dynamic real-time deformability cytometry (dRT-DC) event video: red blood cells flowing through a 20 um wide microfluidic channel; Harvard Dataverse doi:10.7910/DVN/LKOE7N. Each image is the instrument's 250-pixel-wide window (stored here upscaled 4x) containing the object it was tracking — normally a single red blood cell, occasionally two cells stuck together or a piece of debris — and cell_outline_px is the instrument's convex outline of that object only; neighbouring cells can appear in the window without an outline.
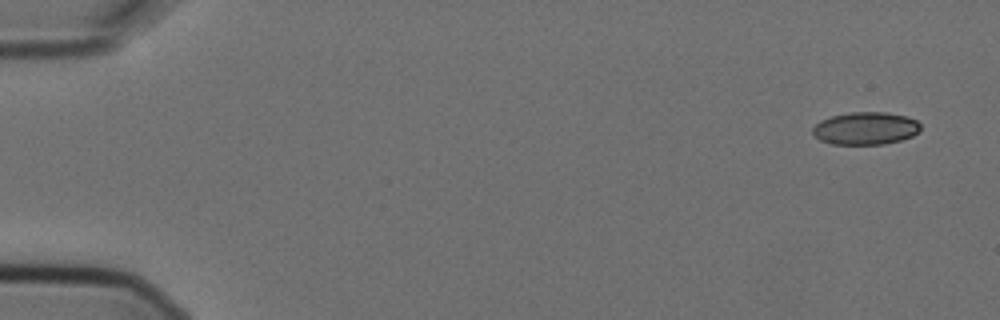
{"species": "Egyptian fruit bat (a non-hibernating species)", "species_latin": "Rousettus aegyptiacus", "temperature_condition": "cold", "stored_images_in_passage": 5, "camera_frame_rate_fps": 3000, "um_per_image_px": 0.085, "animal": {"sex": "female"}, "frame": {"image": 1, "passage_image": 1, "time_ms": 0.0, "image_size_px": [1000, 320], "cell_outline_px": [[920, 128], [912, 136], [900, 140], [884, 144], [832, 144], [820, 140], [812, 132], [812, 128], [820, 120], [832, 116], [852, 112], [884, 112], [908, 116], [916, 120], [920, 124]], "centroid_in_image_um": [73.56, 10.9], "position_along_channel_um": 11.4, "area_um2": 20.4}}
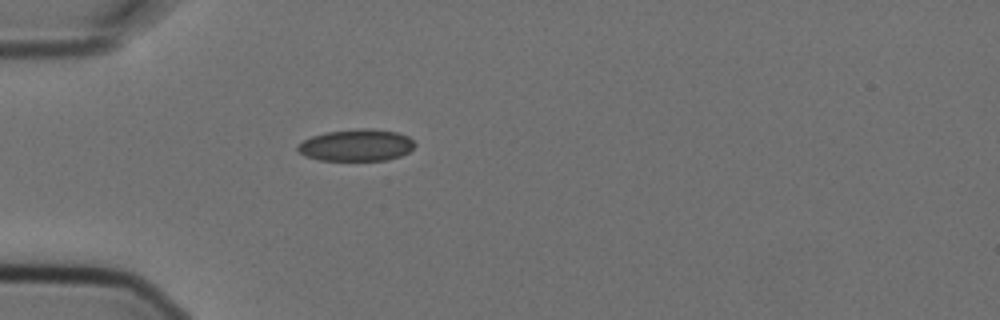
{"frame": {"image": 2, "passage_image": 5, "time_ms": 1.333, "image_size_px": [1000, 320], "cell_outline_px": [[416, 144], [408, 152], [400, 156], [388, 160], [320, 160], [304, 156], [296, 148], [304, 140], [312, 136], [324, 132], [356, 128], [372, 128], [400, 132], [408, 136]], "centroid_in_image_um": [30.31, 12.32], "position_along_channel_um": 54.7, "area_um2": 21.91}}